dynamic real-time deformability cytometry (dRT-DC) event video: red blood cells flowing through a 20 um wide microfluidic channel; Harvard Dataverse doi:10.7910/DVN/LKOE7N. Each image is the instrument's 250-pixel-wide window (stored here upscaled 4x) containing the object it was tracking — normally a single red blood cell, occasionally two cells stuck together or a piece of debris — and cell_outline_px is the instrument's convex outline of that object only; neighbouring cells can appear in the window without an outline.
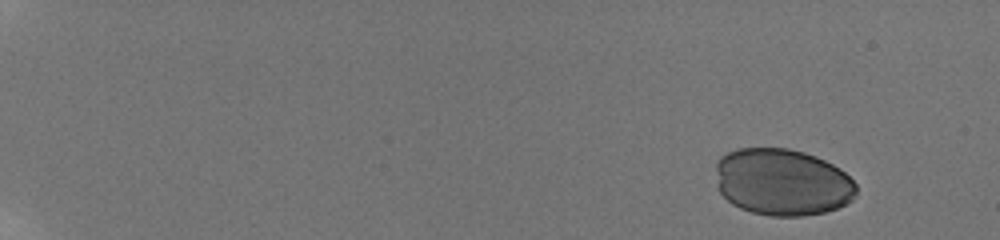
{"species": "human", "species_latin": "Homo sapiens", "temperature_condition": "room temperature", "stored_images_in_passage": 14, "camera_frame_rate_fps": 3000, "um_per_image_px": 0.085, "donor": {"sex": "male"}, "frame": {"image": 1, "passage_image": 1, "time_ms": 0.0, "image_size_px": [1000, 240], "cell_outline_px": [[856, 196], [852, 200], [836, 208], [824, 212], [804, 216], [772, 216], [752, 212], [740, 208], [732, 204], [720, 192], [716, 168], [716, 160], [720, 156], [736, 148], [788, 148], [804, 152], [816, 156], [840, 168], [856, 184]], "centroid_in_image_um": [66.5, 15.47], "position_along_channel_um": 18.5, "area_um2": 54.91}}
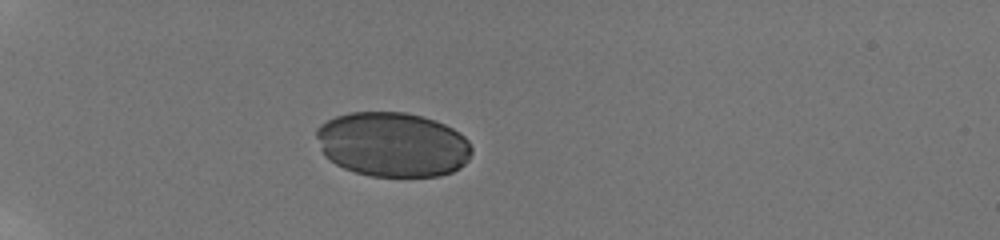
{"frame": {"image": 2, "passage_image": 11, "time_ms": 4.667, "image_size_px": [1000, 240], "cell_outline_px": [[472, 152], [468, 160], [460, 168], [452, 172], [440, 176], [372, 176], [356, 172], [344, 168], [336, 164], [324, 156], [320, 148], [316, 136], [316, 128], [320, 124], [336, 116], [348, 112], [404, 112], [436, 120], [460, 132], [468, 140], [472, 148]], "centroid_in_image_um": [33.38, 12.28], "position_along_channel_um": 51.6, "area_um2": 58.78}}